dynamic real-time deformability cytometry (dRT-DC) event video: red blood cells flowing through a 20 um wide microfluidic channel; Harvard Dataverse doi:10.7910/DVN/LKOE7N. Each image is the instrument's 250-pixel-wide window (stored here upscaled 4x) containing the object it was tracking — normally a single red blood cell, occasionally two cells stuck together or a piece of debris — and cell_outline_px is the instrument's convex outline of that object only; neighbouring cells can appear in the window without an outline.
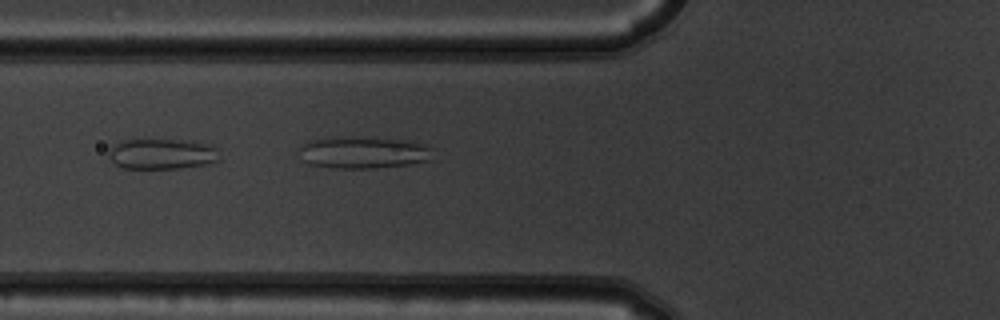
{"species": "common noctule bat (a hibernating species)", "species_latin": "Nyctalus noctula", "temperature_condition": "warm", "stored_images_in_passage": 5, "camera_frame_rate_fps": 3000, "um_per_image_px": 0.085, "animal": {"sex": "male", "body_mass_g": 19.5, "forearm_length_mm": 54.6}, "frame": {"image": 1, "passage_image": 5, "time_ms": 1.333, "image_size_px": [1000, 320], "cell_outline_px": [[432, 148], [428, 160], [408, 164], [372, 168], [336, 168], [308, 164], [304, 160], [296, 148], [308, 140], [400, 140], [428, 144]], "centroid_in_image_um": [30.86, 13.02], "position_along_channel_um": 94.9, "area_um2": 23.41}}